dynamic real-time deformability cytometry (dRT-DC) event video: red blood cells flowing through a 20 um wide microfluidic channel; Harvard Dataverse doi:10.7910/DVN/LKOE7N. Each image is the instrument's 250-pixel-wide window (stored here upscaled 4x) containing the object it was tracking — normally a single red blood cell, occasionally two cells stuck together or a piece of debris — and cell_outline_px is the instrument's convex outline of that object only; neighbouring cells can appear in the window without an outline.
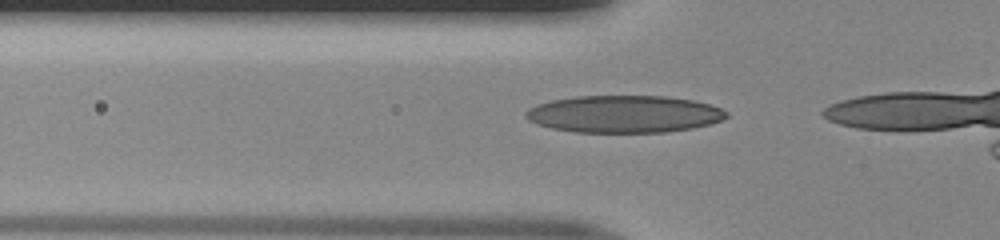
{"species": "human", "species_latin": "Homo sapiens", "temperature_condition": "room temperature", "stored_images_in_passage": 9, "camera_frame_rate_fps": 3000, "um_per_image_px": 0.085, "donor": {"sex": "male"}, "frame": {"image": 1, "passage_image": 4, "time_ms": 1.0, "image_size_px": [1000, 240], "cell_outline_px": [[728, 116], [720, 120], [708, 124], [692, 128], [664, 132], [576, 132], [552, 128], [536, 124], [528, 120], [524, 116], [524, 112], [528, 108], [536, 104], [552, 100], [576, 96], [664, 96], [692, 100], [708, 104], [720, 108], [728, 112]], "centroid_in_image_um": [52.99, 9.69], "position_along_channel_um": 72.8, "area_um2": 43.47}}
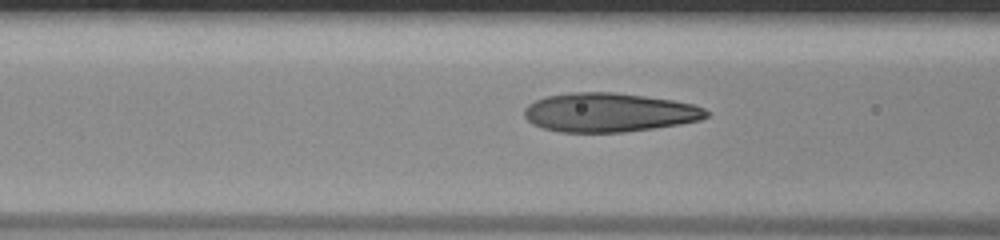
{"frame": {"image": 2, "passage_image": 7, "time_ms": 2.0, "image_size_px": [1000, 240], "cell_outline_px": [[708, 116], [700, 120], [680, 124], [624, 132], [560, 132], [544, 128], [532, 124], [524, 116], [524, 108], [528, 104], [544, 96], [572, 92], [616, 92], [672, 100], [692, 104], [704, 108], [708, 112]], "centroid_in_image_um": [51.74, 9.55], "position_along_channel_um": 114.9, "area_um2": 41.33}}